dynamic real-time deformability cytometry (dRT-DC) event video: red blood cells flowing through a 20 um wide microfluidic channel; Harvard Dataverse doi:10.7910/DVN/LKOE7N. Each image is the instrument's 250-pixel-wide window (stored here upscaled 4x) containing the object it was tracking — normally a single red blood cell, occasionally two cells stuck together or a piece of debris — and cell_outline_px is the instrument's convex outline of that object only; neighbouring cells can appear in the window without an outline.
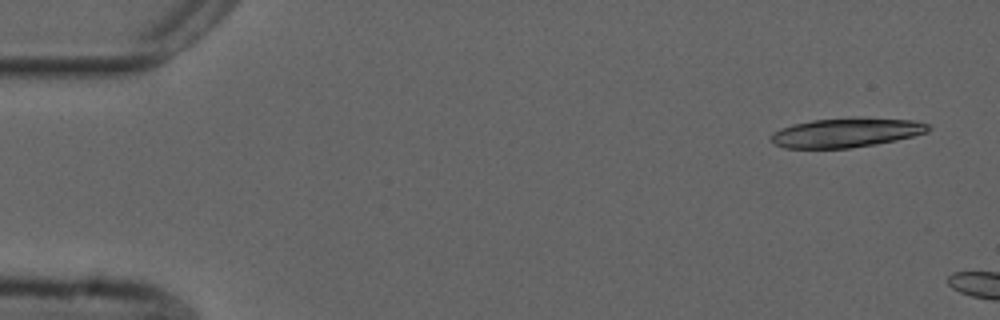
{"species": "common noctule bat (a hibernating species)", "species_latin": "Nyctalus noctula", "temperature_condition": "cold", "stored_images_in_passage": 5, "camera_frame_rate_fps": 3000, "um_per_image_px": 0.085, "animal": {"sex": "male", "forearm_length_mm": 52.5}, "frame": {"image": 1, "passage_image": 1, "time_ms": 0.0, "image_size_px": [1000, 320], "cell_outline_px": [[932, 128], [928, 132], [896, 140], [876, 144], [848, 148], [784, 148], [776, 144], [768, 136], [772, 132], [780, 128], [792, 124], [812, 120], [856, 116], [916, 120], [928, 124]], "centroid_in_image_um": [71.94, 11.25], "position_along_channel_um": 13.1, "area_um2": 27.4}}